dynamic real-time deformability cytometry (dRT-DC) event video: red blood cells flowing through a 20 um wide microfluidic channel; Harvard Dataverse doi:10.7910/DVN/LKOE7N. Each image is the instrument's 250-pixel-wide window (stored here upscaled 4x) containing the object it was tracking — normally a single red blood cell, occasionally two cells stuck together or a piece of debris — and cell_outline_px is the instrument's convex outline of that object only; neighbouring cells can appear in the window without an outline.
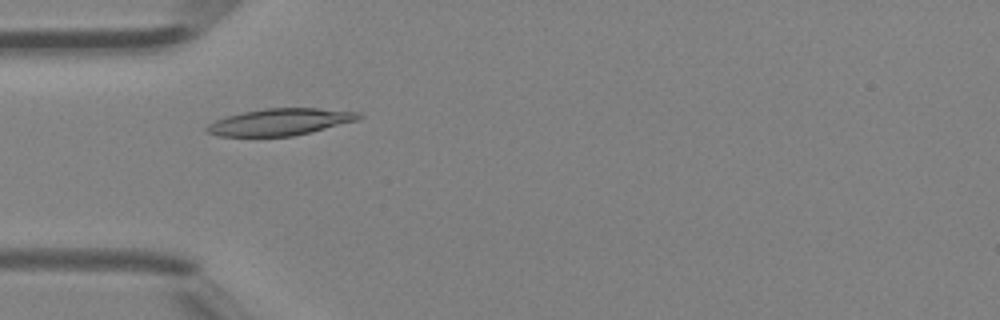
{"species": "Egyptian fruit bat (a non-hibernating species)", "species_latin": "Rousettus aegyptiacus", "temperature_condition": "room temperature", "stored_images_in_passage": 45, "camera_frame_rate_fps": 3000, "um_per_image_px": 0.085, "animal": {"sex": "female"}, "frame": {"image": 1, "passage_image": 13, "time_ms": 4.0, "image_size_px": [1000, 320], "cell_outline_px": [[364, 116], [356, 120], [292, 136], [220, 136], [204, 132], [204, 128], [208, 124], [216, 120], [228, 116], [244, 112], [264, 108], [320, 108], [360, 112]], "centroid_in_image_um": [23.77, 10.36], "position_along_channel_um": 61.2, "area_um2": 23.47}}
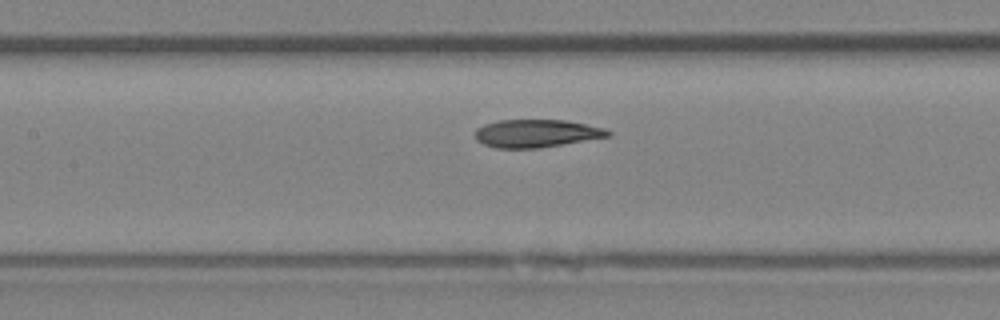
{"frame": {"image": 2, "passage_image": 20, "time_ms": 6.333, "image_size_px": [1000, 320], "cell_outline_px": [[612, 136], [540, 148], [496, 148], [484, 144], [476, 140], [476, 128], [484, 124], [500, 120], [564, 120], [604, 128], [612, 132]], "centroid_in_image_um": [45.6, 11.34], "position_along_channel_um": 161.8, "area_um2": 21.56}}
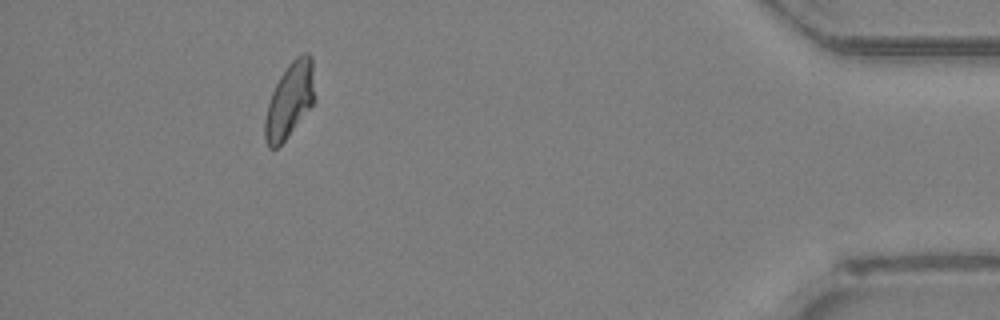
{"frame": {"image": 3, "passage_image": 41, "time_ms": 13.333, "image_size_px": [1000, 320], "cell_outline_px": [[316, 100], [288, 136], [276, 148], [268, 148], [264, 140], [264, 120], [268, 104], [272, 92], [280, 76], [288, 64], [296, 56], [304, 52], [308, 52], [312, 56], [316, 96]], "centroid_in_image_um": [24.64, 8.49], "position_along_channel_um": 410.6, "area_um2": 22.08}, "authors_computed_cell_mechanics": {"area_um2": 22.1374, "velocity_mm_per_s": 4.4026, "shape_relaxation_time_tau1_ms": 9.2464, "shape_relaxation_time_tau2_ms": 3.3547, "deformation_change_tau1": 0.2221, "deformation_change_tau2": 0.0786}}